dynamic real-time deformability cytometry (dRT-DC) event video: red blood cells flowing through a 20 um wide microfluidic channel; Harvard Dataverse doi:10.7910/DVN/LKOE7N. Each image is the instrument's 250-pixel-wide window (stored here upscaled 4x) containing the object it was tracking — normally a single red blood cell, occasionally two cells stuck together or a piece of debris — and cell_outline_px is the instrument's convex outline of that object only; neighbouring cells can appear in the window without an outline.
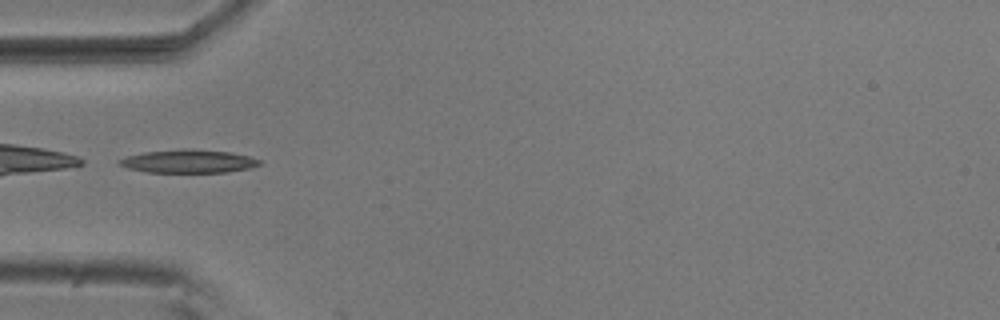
{"species": "common noctule bat (a hibernating species)", "species_latin": "Nyctalus noctula", "temperature_condition": "room temperature", "stored_images_in_passage": 7, "camera_frame_rate_fps": 3000, "um_per_image_px": 0.085, "animal": {"sex": "male", "body_mass_g": 20.5, "forearm_length_mm": 52.5}, "frame": {"image": 1, "passage_image": 1, "time_ms": 0.0, "image_size_px": [1000, 320], "cell_outline_px": [[260, 164], [248, 168], [228, 172], [148, 172], [128, 168], [120, 164], [116, 160], [128, 156], [144, 152], [180, 148], [188, 148], [232, 152], [248, 156], [260, 160]], "centroid_in_image_um": [16.01, 13.69], "position_along_channel_um": 69.0, "area_um2": 18.96}}
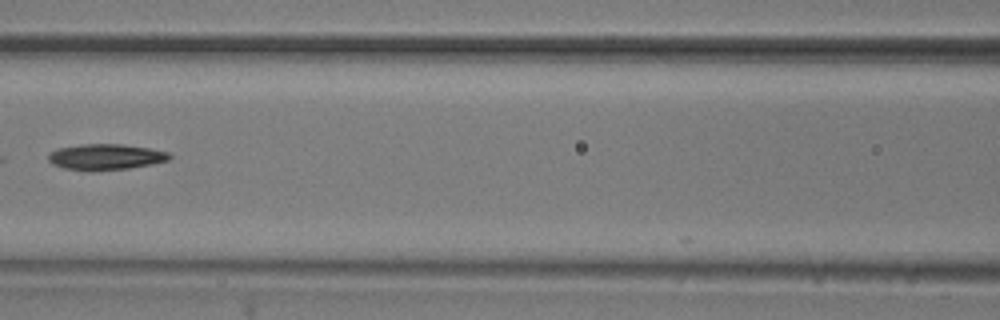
{"frame": {"image": 2, "passage_image": 3, "time_ms": 0.667, "image_size_px": [1000, 320], "cell_outline_px": [[172, 156], [168, 160], [152, 164], [128, 168], [92, 172], [88, 172], [64, 168], [52, 164], [48, 160], [48, 156], [56, 148], [80, 144], [120, 144], [148, 148], [168, 152]], "centroid_in_image_um": [8.94, 13.35], "position_along_channel_um": 157.7, "area_um2": 18.44}}
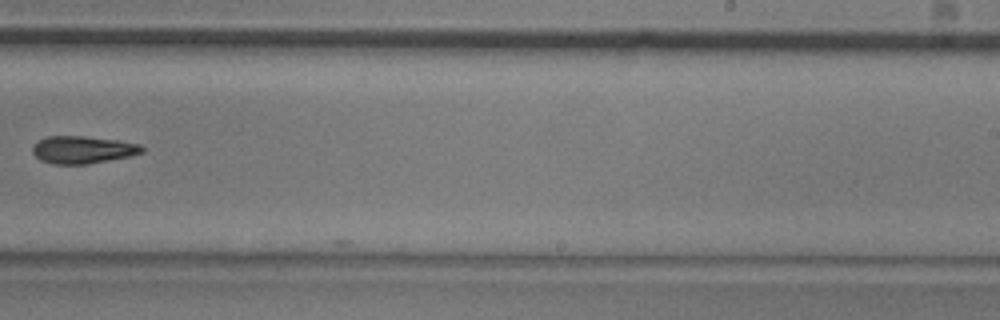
{"frame": {"image": 3, "passage_image": 6, "time_ms": 1.667, "image_size_px": [1000, 320], "cell_outline_px": [[144, 152], [128, 156], [88, 164], [52, 164], [40, 160], [32, 152], [32, 148], [40, 140], [48, 136], [84, 136], [120, 140], [140, 144], [144, 148]], "centroid_in_image_um": [7.05, 12.72], "position_along_channel_um": 282.0, "area_um2": 17.46}}